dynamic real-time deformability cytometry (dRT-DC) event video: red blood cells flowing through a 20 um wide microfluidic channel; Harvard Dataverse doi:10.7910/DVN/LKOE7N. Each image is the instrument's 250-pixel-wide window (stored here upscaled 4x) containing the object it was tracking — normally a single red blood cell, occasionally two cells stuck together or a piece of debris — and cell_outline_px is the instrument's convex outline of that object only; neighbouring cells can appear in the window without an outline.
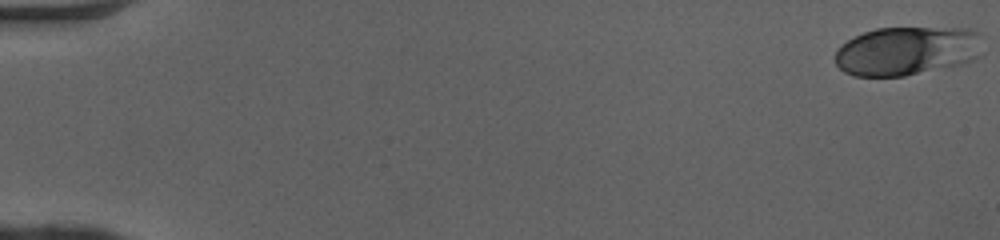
{"species": "human", "species_latin": "Homo sapiens", "temperature_condition": "cold", "stored_images_in_passage": 51, "camera_frame_rate_fps": 3000, "um_per_image_px": 0.085, "donor": {"sex": "female"}, "frame": {"image": 1, "passage_image": 1, "time_ms": 0.0, "image_size_px": [1000, 240], "cell_outline_px": [[984, 56], [960, 64], [904, 76], [852, 76], [844, 72], [836, 64], [836, 52], [840, 44], [864, 32], [876, 28], [968, 28], [976, 32], [980, 36]], "centroid_in_image_um": [77.12, 4.33], "position_along_channel_um": 7.9, "area_um2": 42.25}}
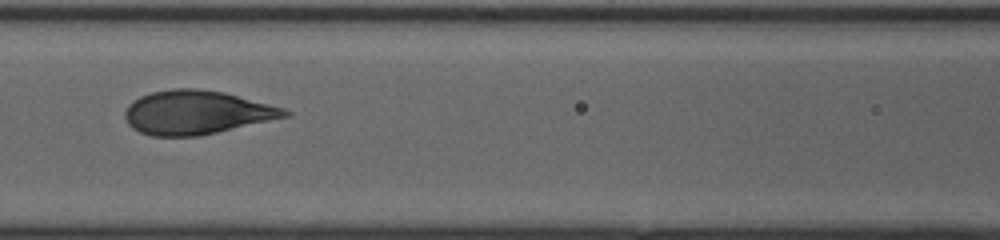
{"frame": {"image": 2, "passage_image": 24, "time_ms": 7.667, "image_size_px": [1000, 240], "cell_outline_px": [[292, 116], [216, 132], [196, 136], [152, 136], [140, 132], [132, 128], [128, 124], [124, 116], [124, 112], [128, 104], [132, 100], [140, 96], [152, 92], [172, 88], [200, 88], [224, 92], [284, 108], [292, 112]], "centroid_in_image_um": [16.7, 9.55], "position_along_channel_um": 149.9, "area_um2": 40.92}}
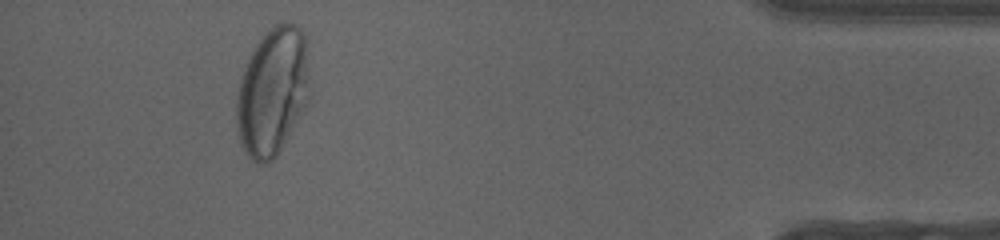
{"frame": {"image": 3, "passage_image": 47, "time_ms": 15.333, "image_size_px": [1000, 240], "cell_outline_px": [[312, 100], [276, 156], [272, 160], [264, 164], [260, 164], [252, 160], [248, 156], [240, 144], [236, 120], [236, 92], [240, 76], [244, 64], [256, 44], [276, 24], [296, 24], [304, 32], [312, 96]], "centroid_in_image_um": [23.19, 7.83], "position_along_channel_um": 412.0, "area_um2": 55.55}, "authors_computed_cell_mechanics": {"area_um2": 40.9802, "velocity_mm_per_s": 4.091, "shape_relaxation_time_tau1_ms": 5.2046, "shape_relaxation_time_tau2_ms": null, "deformation_change_tau1": 0.2092, "deformation_change_tau2": null}}